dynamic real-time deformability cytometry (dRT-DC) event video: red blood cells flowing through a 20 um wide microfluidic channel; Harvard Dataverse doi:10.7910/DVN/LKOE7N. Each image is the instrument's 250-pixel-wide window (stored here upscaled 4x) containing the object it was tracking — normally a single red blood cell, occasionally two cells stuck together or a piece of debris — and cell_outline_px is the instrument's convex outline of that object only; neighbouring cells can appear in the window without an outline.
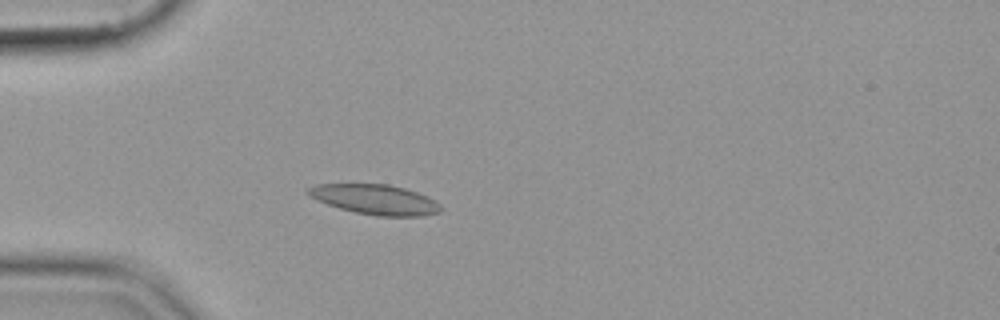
{"species": "common noctule bat (a hibernating species)", "species_latin": "Nyctalus noctula", "temperature_condition": "cold", "stored_images_in_passage": 46, "camera_frame_rate_fps": 3000, "um_per_image_px": 0.085, "animal": {"sex": "female", "body_mass_g": 19.9}, "frame": {"image": 1, "passage_image": 7, "time_ms": 2.0, "image_size_px": [1000, 320], "cell_outline_px": [[444, 208], [440, 212], [424, 216], [376, 216], [356, 212], [340, 208], [316, 200], [308, 196], [304, 192], [304, 188], [316, 184], [388, 184], [404, 188], [428, 196], [436, 200]], "centroid_in_image_um": [31.88, 16.95], "position_along_channel_um": 53.1, "area_um2": 23.47}}
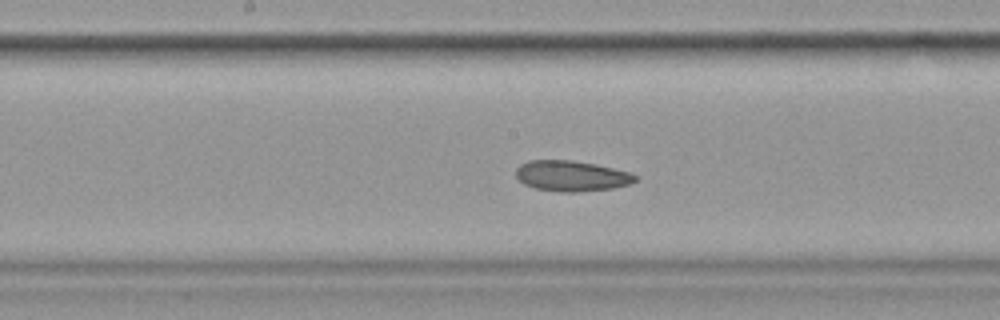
{"frame": {"image": 2, "passage_image": 20, "time_ms": 6.333, "image_size_px": [1000, 320], "cell_outline_px": [[636, 180], [628, 184], [612, 188], [576, 192], [560, 192], [536, 188], [524, 184], [516, 176], [516, 168], [520, 164], [528, 160], [572, 160], [596, 164], [632, 172], [636, 176]], "centroid_in_image_um": [48.57, 14.94], "position_along_channel_um": 199.6, "area_um2": 21.27}}
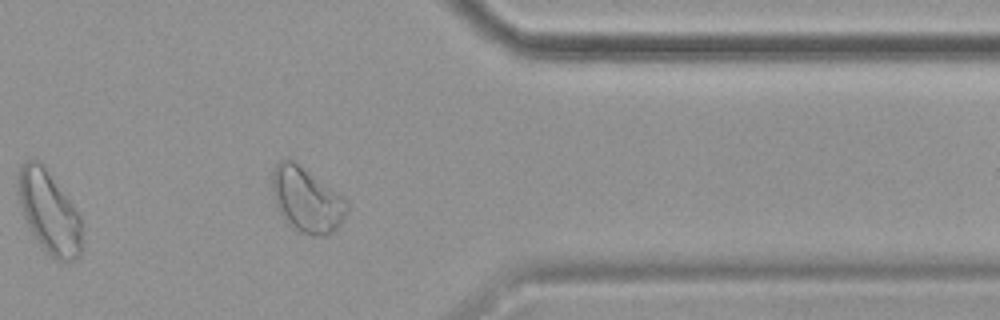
{"frame": {"image": 3, "passage_image": 36, "time_ms": 11.667, "image_size_px": [1000, 320], "cell_outline_px": [[348, 212], [340, 224], [332, 232], [324, 236], [312, 236], [300, 232], [292, 228], [280, 216], [276, 208], [272, 188], [272, 172], [276, 164], [280, 160], [296, 160], [344, 196], [348, 204]], "centroid_in_image_um": [26.07, 16.98], "position_along_channel_um": 385.3, "area_um2": 28.9}}